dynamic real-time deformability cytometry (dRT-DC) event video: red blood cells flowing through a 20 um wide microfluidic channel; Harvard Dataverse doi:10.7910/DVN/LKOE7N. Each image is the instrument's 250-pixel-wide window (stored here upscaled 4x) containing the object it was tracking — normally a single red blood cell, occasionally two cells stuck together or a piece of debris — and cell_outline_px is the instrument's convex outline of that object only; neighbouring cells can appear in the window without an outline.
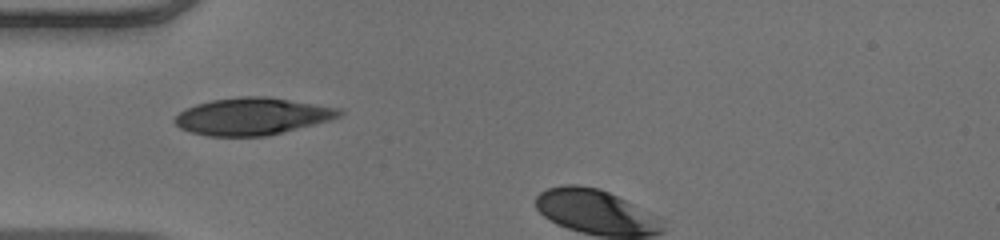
{"species": "human", "species_latin": "Homo sapiens", "temperature_condition": "warm", "stored_images_in_passage": 31, "camera_frame_rate_fps": 3000, "um_per_image_px": 0.085, "donor": {"sex": "male"}, "frame": {"image": 1, "passage_image": 1, "time_ms": 0.0, "image_size_px": [1000, 240], "cell_outline_px": [[344, 112], [340, 116], [328, 120], [268, 136], [208, 136], [192, 132], [180, 128], [172, 120], [184, 108], [196, 104], [212, 100], [240, 96], [268, 96], [340, 108]], "centroid_in_image_um": [21.42, 9.88], "position_along_channel_um": 63.6, "area_um2": 35.55}}
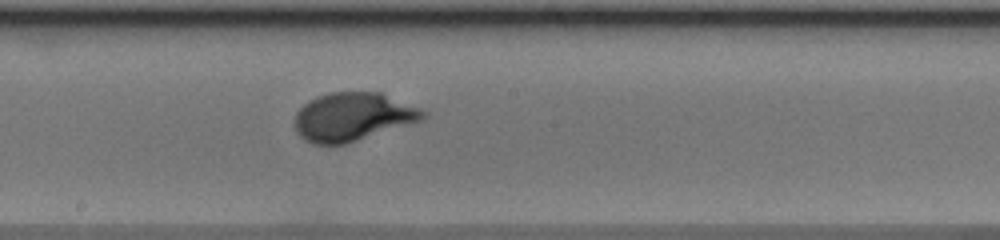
{"frame": {"image": 2, "passage_image": 13, "time_ms": 4.0, "image_size_px": [1000, 240], "cell_outline_px": [[428, 112], [424, 120], [344, 144], [312, 144], [304, 140], [296, 132], [296, 112], [308, 100], [316, 96], [332, 92], [380, 92], [420, 108]], "centroid_in_image_um": [30.0, 9.92], "position_along_channel_um": 218.2, "area_um2": 36.13}}
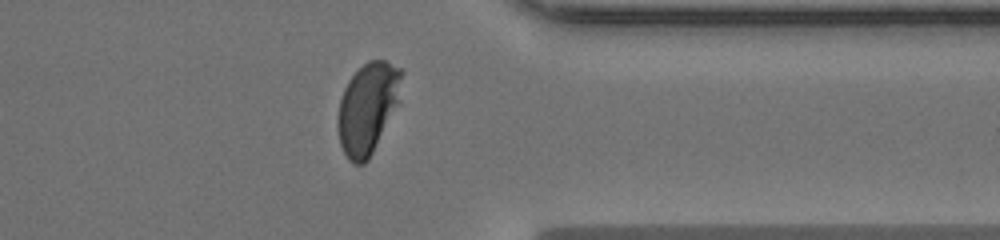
{"frame": {"image": 3, "passage_image": 26, "time_ms": 8.333, "image_size_px": [1000, 240], "cell_outline_px": [[404, 72], [396, 100], [372, 152], [368, 160], [364, 164], [352, 164], [348, 160], [340, 144], [340, 100], [344, 88], [348, 80], [368, 60], [384, 60], [400, 68]], "centroid_in_image_um": [31.23, 9.15], "position_along_channel_um": 380.2, "area_um2": 32.08}, "authors_computed_cell_mechanics": {"area_um2": 35.258, "velocity_mm_per_s": 3.8869, "shape_relaxation_time_tau1_ms": 3.5948, "shape_relaxation_time_tau2_ms": null, "deformation_change_tau1": 0.2068, "deformation_change_tau2": null}}